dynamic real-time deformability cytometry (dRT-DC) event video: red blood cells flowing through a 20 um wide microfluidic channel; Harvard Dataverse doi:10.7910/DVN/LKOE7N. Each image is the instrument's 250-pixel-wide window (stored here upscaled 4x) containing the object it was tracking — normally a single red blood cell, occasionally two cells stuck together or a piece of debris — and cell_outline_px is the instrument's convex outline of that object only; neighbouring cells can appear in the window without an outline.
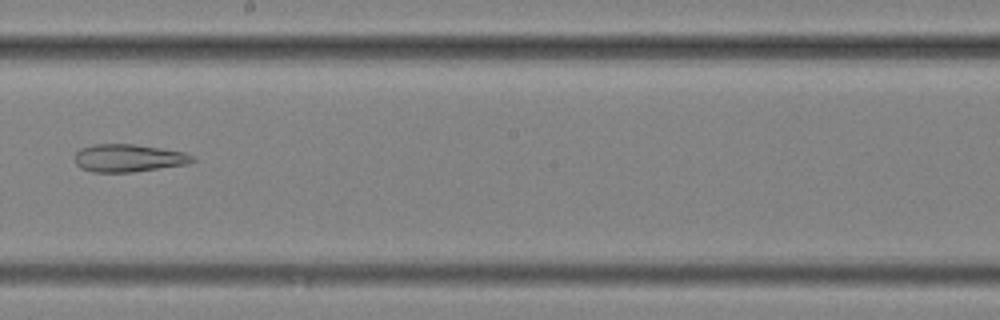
{"species": "common noctule bat (a hibernating species)", "species_latin": "Nyctalus noctula", "temperature_condition": "cold", "stored_images_in_passage": 15, "camera_frame_rate_fps": 3000, "um_per_image_px": 0.085, "animal": {"sex": "female", "body_mass_g": 25.1}, "frame": {"image": 1, "passage_image": 9, "time_ms": 2.667, "image_size_px": [1000, 320], "cell_outline_px": [[196, 160], [184, 164], [132, 172], [92, 172], [80, 168], [72, 160], [72, 156], [80, 148], [96, 144], [132, 144], [160, 148], [184, 152], [192, 156]], "centroid_in_image_um": [10.82, 13.43], "position_along_channel_um": 237.4, "area_um2": 18.96}}